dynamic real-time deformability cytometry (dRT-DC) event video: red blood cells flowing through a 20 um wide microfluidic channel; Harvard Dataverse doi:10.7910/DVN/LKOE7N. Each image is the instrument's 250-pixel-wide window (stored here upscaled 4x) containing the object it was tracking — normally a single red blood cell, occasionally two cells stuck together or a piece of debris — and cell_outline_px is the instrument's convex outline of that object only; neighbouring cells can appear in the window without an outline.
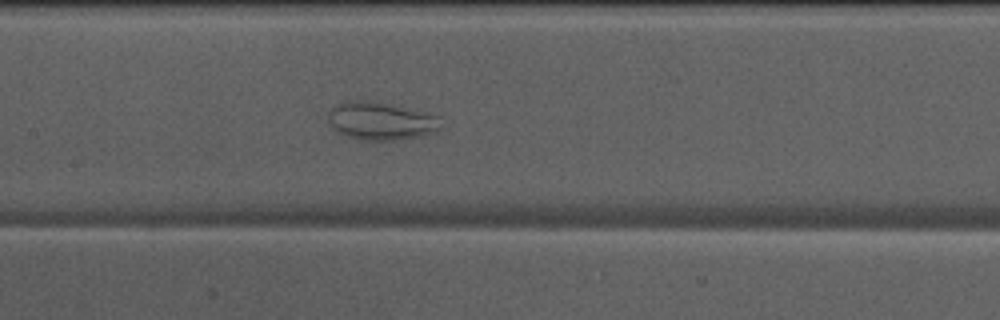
{"species": "Egyptian fruit bat (a non-hibernating species)", "species_latin": "Rousettus aegyptiacus", "temperature_condition": "warm", "stored_images_in_passage": 50, "camera_frame_rate_fps": 3000, "um_per_image_px": 0.085, "animal": {"sex": "male"}, "frame": {"image": 1, "passage_image": 22, "time_ms": 7.0, "image_size_px": [1000, 320], "cell_outline_px": [[448, 128], [440, 132], [424, 136], [396, 140], [364, 140], [340, 136], [328, 124], [328, 112], [336, 104], [348, 100], [360, 100], [388, 104], [428, 112], [440, 116]], "centroid_in_image_um": [32.47, 10.31], "position_along_channel_um": 174.9, "area_um2": 25.95}}
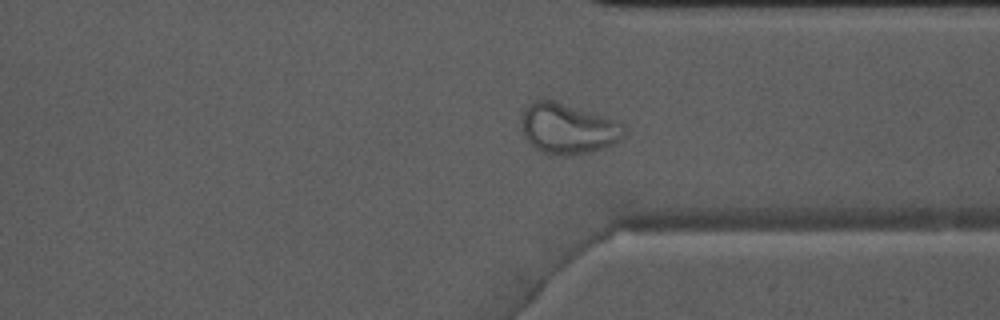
{"frame": {"image": 2, "passage_image": 36, "time_ms": 11.667, "image_size_px": [1000, 320], "cell_outline_px": [[624, 132], [612, 144], [588, 152], [572, 156], [548, 156], [540, 152], [524, 136], [520, 128], [520, 116], [536, 100], [552, 100], [620, 120], [624, 124]], "centroid_in_image_um": [48.24, 10.95], "position_along_channel_um": 363.2, "area_um2": 30.23}}